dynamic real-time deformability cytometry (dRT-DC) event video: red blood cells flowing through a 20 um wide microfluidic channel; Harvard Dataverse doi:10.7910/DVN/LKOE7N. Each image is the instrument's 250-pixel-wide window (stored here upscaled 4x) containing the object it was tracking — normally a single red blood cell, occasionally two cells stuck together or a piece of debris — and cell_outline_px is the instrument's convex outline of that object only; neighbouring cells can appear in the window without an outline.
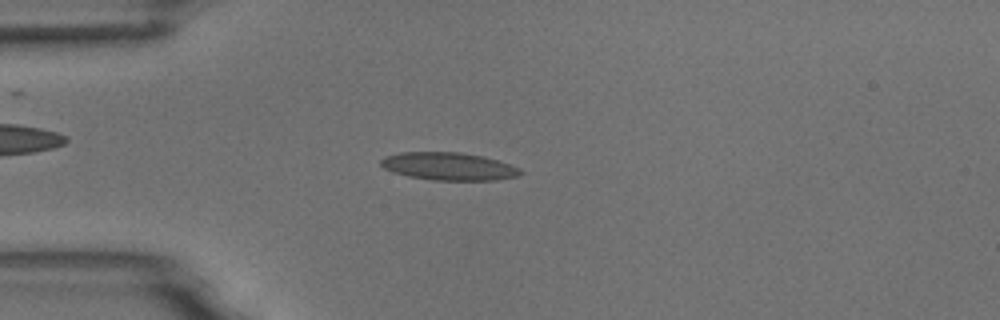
{"species": "common noctule bat (a hibernating species)", "species_latin": "Nyctalus noctula", "temperature_condition": "room temperature", "stored_images_in_passage": 5, "camera_frame_rate_fps": 3000, "um_per_image_px": 0.085, "animal": {"sex": "male", "body_mass_g": 18.8}, "frame": {"image": 1, "passage_image": 1, "time_ms": 0.0, "image_size_px": [1000, 320], "cell_outline_px": [[524, 172], [516, 176], [496, 180], [432, 180], [408, 176], [392, 172], [384, 168], [380, 164], [380, 160], [384, 156], [400, 152], [460, 152], [484, 156], [520, 168]], "centroid_in_image_um": [38.11, 14.13], "position_along_channel_um": 46.9, "area_um2": 22.6}}